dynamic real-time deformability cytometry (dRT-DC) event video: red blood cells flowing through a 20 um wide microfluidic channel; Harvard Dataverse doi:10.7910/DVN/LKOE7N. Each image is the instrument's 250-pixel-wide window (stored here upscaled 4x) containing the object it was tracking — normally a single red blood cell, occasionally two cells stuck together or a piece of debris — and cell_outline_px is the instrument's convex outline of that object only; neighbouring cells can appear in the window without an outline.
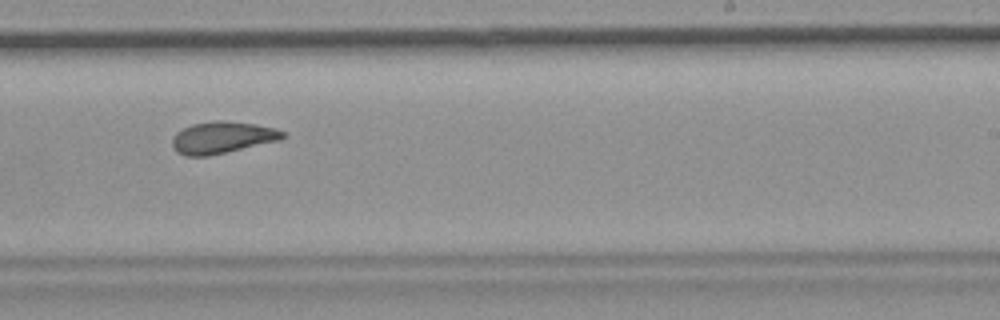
{"species": "common noctule bat (a hibernating species)", "species_latin": "Nyctalus noctula", "temperature_condition": "room temperature", "stored_images_in_passage": 12, "camera_frame_rate_fps": 3000, "um_per_image_px": 0.085, "animal": {"sex": "female", "body_mass_g": 19.9}, "frame": {"image": 1, "passage_image": 7, "time_ms": 2.0, "image_size_px": [1000, 320], "cell_outline_px": [[288, 136], [280, 140], [208, 156], [184, 156], [176, 152], [172, 148], [172, 136], [176, 132], [192, 124], [216, 120], [220, 120], [256, 124], [276, 128], [288, 132]], "centroid_in_image_um": [18.91, 11.69], "position_along_channel_um": 270.1, "area_um2": 20.75}}